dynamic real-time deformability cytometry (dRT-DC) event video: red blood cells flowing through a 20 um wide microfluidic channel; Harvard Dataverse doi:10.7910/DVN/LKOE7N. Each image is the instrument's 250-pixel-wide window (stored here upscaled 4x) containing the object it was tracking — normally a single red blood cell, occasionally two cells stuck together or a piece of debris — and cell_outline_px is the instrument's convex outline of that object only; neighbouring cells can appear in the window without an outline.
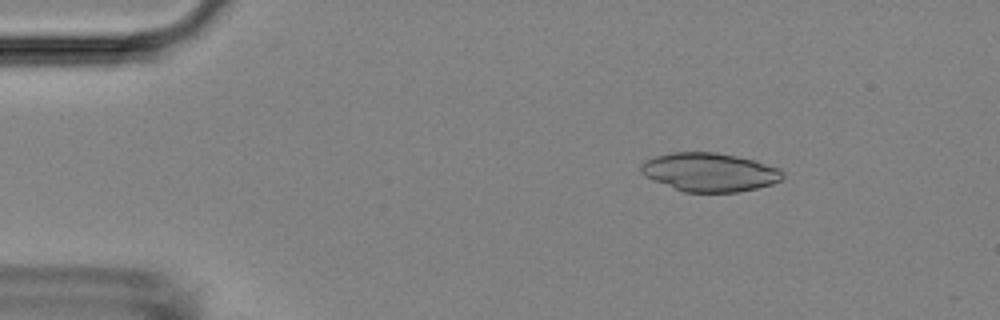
{"species": "Egyptian fruit bat (a non-hibernating species)", "species_latin": "Rousettus aegyptiacus", "temperature_condition": "room temperature", "stored_images_in_passage": 5, "camera_frame_rate_fps": 3000, "um_per_image_px": 0.085, "animal": {"sex": "female"}, "frame": {"image": 1, "passage_image": 3, "time_ms": 0.667, "image_size_px": [1000, 320], "cell_outline_px": [[784, 176], [780, 180], [772, 184], [756, 188], [736, 192], [684, 192], [644, 176], [640, 172], [640, 164], [644, 160], [656, 156], [672, 152], [716, 152], [736, 156], [752, 160], [780, 168], [784, 172]], "centroid_in_image_um": [60.29, 14.63], "position_along_channel_um": 24.7, "area_um2": 31.85}}